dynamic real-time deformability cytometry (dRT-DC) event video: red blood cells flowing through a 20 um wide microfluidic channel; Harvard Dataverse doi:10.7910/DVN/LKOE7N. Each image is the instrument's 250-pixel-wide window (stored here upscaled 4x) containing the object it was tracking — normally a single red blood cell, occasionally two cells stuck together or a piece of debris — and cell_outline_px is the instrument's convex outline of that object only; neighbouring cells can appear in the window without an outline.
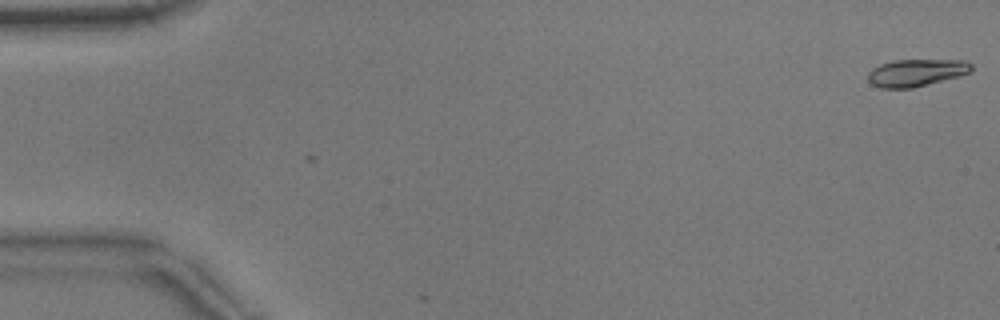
{"species": "common noctule bat (a hibernating species)", "species_latin": "Nyctalus noctula", "temperature_condition": "warm", "stored_images_in_passage": 4, "camera_frame_rate_fps": 3000, "um_per_image_px": 0.085, "animal": {"sex": "male", "body_mass_g": 17.9}, "frame": {"image": 1, "passage_image": 1, "time_ms": 0.0, "image_size_px": [1000, 320], "cell_outline_px": [[972, 72], [960, 76], [912, 88], [880, 88], [872, 84], [868, 80], [868, 72], [872, 68], [880, 64], [896, 60], [964, 60], [972, 64]], "centroid_in_image_um": [77.89, 6.18], "position_along_channel_um": 7.1, "area_um2": 16.47}}